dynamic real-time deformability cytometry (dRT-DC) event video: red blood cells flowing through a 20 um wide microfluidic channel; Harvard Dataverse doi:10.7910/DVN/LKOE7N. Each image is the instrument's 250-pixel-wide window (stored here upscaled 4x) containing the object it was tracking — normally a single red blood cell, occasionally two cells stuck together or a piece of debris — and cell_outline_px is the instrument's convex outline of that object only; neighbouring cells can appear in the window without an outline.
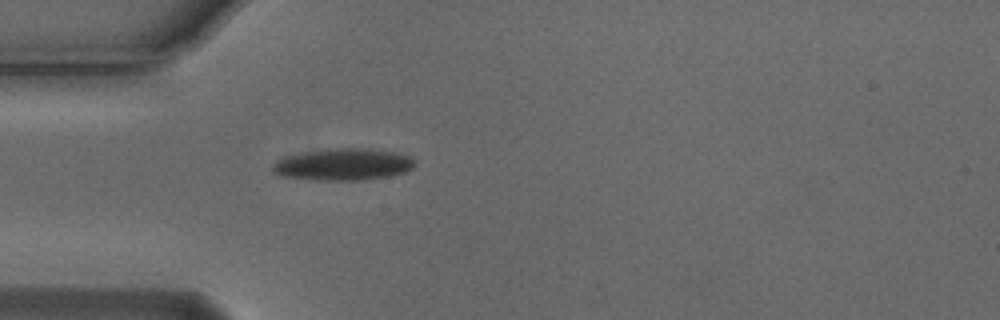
{"species": "Egyptian fruit bat (a non-hibernating species)", "species_latin": "Rousettus aegyptiacus", "temperature_condition": "cold", "stored_images_in_passage": 1, "camera_frame_rate_fps": 3000, "um_per_image_px": 0.085, "animal": {"sex": "male"}, "frame": {"image": 1, "passage_image": 1, "time_ms": 0.0, "image_size_px": [1000, 320], "cell_outline_px": [[416, 164], [412, 168], [404, 172], [388, 176], [360, 180], [316, 180], [280, 176], [272, 172], [272, 164], [276, 160], [288, 156], [304, 152], [328, 148], [364, 148], [392, 152], [412, 156]], "centroid_in_image_um": [29.15, 13.97], "position_along_channel_um": 55.9, "area_um2": 26.41}}